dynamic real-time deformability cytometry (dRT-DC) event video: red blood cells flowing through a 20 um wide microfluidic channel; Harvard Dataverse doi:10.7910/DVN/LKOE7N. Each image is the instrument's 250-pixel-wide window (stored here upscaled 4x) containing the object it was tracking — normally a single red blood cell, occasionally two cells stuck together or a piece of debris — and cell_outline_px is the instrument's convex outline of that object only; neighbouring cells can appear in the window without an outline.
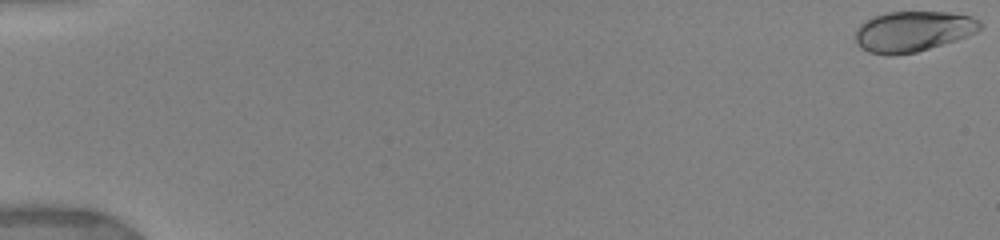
{"species": "human", "species_latin": "Homo sapiens", "temperature_condition": "warm", "stored_images_in_passage": 90, "camera_frame_rate_fps": 3000, "um_per_image_px": 0.085, "donor": {"sex": "female"}, "frame": {"image": 1, "passage_image": 1, "time_ms": 0.0, "image_size_px": [1000, 240], "cell_outline_px": [[984, 24], [976, 32], [968, 36], [956, 40], [916, 52], [888, 56], [868, 52], [860, 48], [856, 44], [856, 28], [860, 24], [876, 16], [888, 12], [948, 12], [972, 16], [980, 20]], "centroid_in_image_um": [77.62, 2.67], "position_along_channel_um": 7.4, "area_um2": 29.54}}
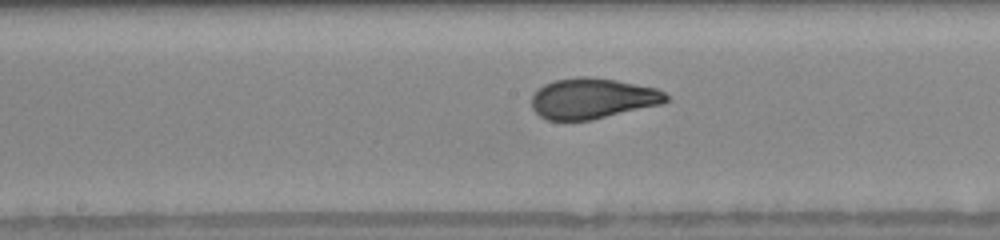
{"frame": {"image": 2, "passage_image": 42, "time_ms": 9.333, "image_size_px": [1000, 240], "cell_outline_px": [[668, 100], [664, 104], [592, 120], [548, 120], [540, 116], [532, 108], [532, 96], [544, 84], [556, 80], [580, 76], [588, 76], [616, 80], [656, 88], [664, 92], [668, 96]], "centroid_in_image_um": [50.4, 8.37], "position_along_channel_um": 197.8, "area_um2": 31.85}}
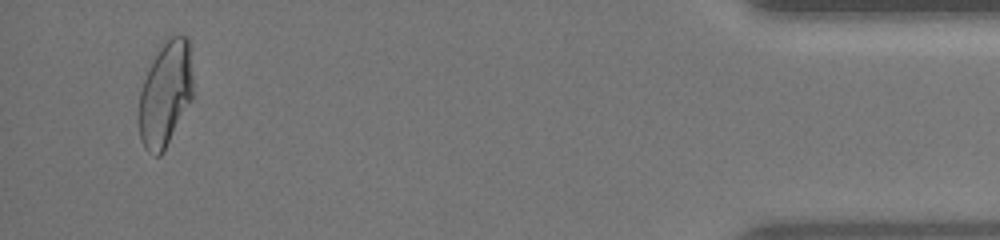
{"frame": {"image": 3, "passage_image": 85, "time_ms": 16.667, "image_size_px": [1000, 240], "cell_outline_px": [[192, 100], [160, 156], [152, 156], [144, 148], [140, 140], [140, 92], [144, 80], [160, 40], [172, 36], [188, 36], [192, 80]], "centroid_in_image_um": [14.05, 7.94], "position_along_channel_um": 421.1, "area_um2": 33.0}, "authors_computed_cell_mechanics": {"area_um2": 31.8478, "velocity_mm_per_s": 3.9208, "shape_relaxation_time_tau1_ms": 4.0378, "shape_relaxation_time_tau2_ms": null, "deformation_change_tau1": 0.1899, "deformation_change_tau2": null}}